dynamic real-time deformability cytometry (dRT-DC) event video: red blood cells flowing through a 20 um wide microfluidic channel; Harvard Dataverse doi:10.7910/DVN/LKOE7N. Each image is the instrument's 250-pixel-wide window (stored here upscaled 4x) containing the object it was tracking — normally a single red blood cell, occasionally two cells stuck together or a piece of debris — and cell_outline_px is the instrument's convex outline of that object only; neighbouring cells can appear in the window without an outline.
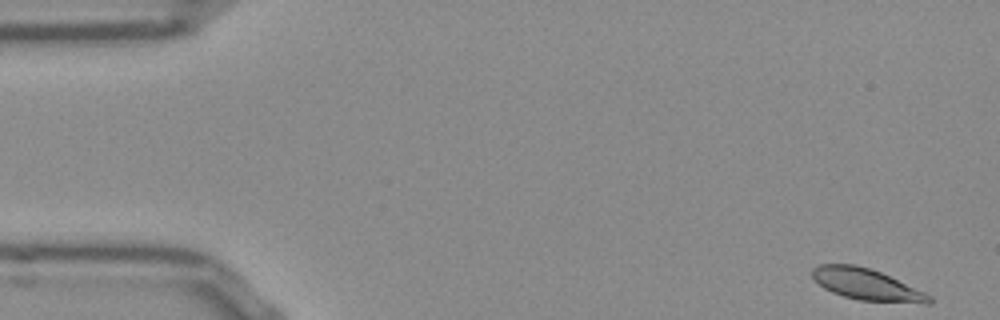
{"species": "Egyptian fruit bat (a non-hibernating species)", "species_latin": "Rousettus aegyptiacus", "temperature_condition": "room temperature", "stored_images_in_passage": 53, "camera_frame_rate_fps": 3000, "um_per_image_px": 0.085, "frame": {"image": 1, "passage_image": 1, "time_ms": 0.0, "image_size_px": [1000, 320], "cell_outline_px": [[932, 304], [924, 304], [860, 300], [844, 296], [832, 292], [824, 288], [812, 276], [812, 268], [820, 264], [856, 264], [880, 272], [924, 292], [932, 296]], "centroid_in_image_um": [73.68, 24.19], "position_along_channel_um": 11.3, "area_um2": 21.21}}
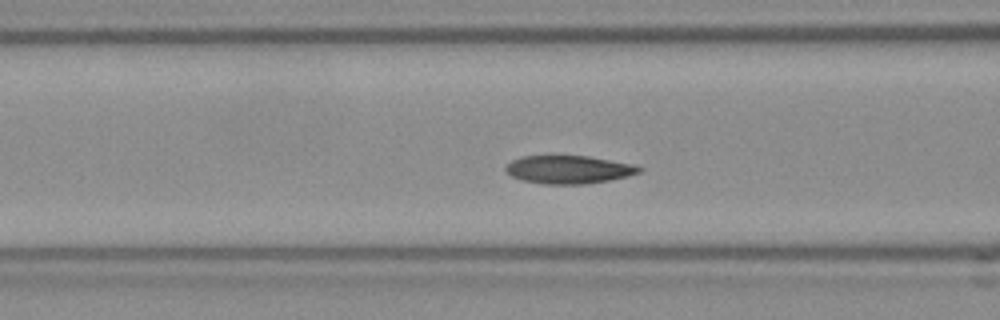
{"frame": {"image": 2, "passage_image": 19, "time_ms": 6.0, "image_size_px": [1000, 320], "cell_outline_px": [[644, 168], [640, 172], [628, 176], [608, 180], [584, 184], [544, 184], [520, 180], [512, 176], [504, 168], [512, 160], [520, 156], [588, 156], [632, 164]], "centroid_in_image_um": [48.32, 14.41], "position_along_channel_um": 118.3, "area_um2": 21.73}}
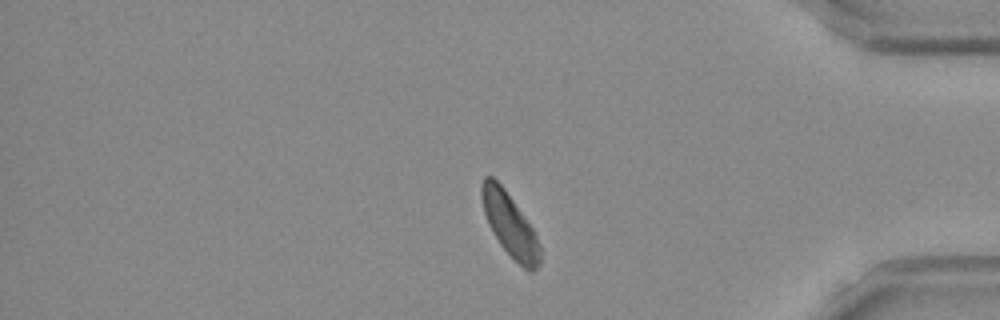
{"frame": {"image": 3, "passage_image": 43, "time_ms": 14.0, "image_size_px": [1000, 320], "cell_outline_px": [[540, 264], [532, 272], [528, 272], [500, 244], [488, 224], [484, 212], [480, 196], [480, 184], [484, 176], [492, 176], [504, 188], [524, 216], [532, 228], [540, 244]], "centroid_in_image_um": [43.31, 19.08], "position_along_channel_um": 391.9, "area_um2": 21.21}, "authors_computed_cell_mechanics": {"area_um2": 21.7328, "velocity_mm_per_s": 3.7772, "shape_relaxation_time_tau1_ms": 2.0556, "shape_relaxation_time_tau2_ms": 2.1708, "deformation_change_tau1": 0.1302, "deformation_change_tau2": 0.072}}